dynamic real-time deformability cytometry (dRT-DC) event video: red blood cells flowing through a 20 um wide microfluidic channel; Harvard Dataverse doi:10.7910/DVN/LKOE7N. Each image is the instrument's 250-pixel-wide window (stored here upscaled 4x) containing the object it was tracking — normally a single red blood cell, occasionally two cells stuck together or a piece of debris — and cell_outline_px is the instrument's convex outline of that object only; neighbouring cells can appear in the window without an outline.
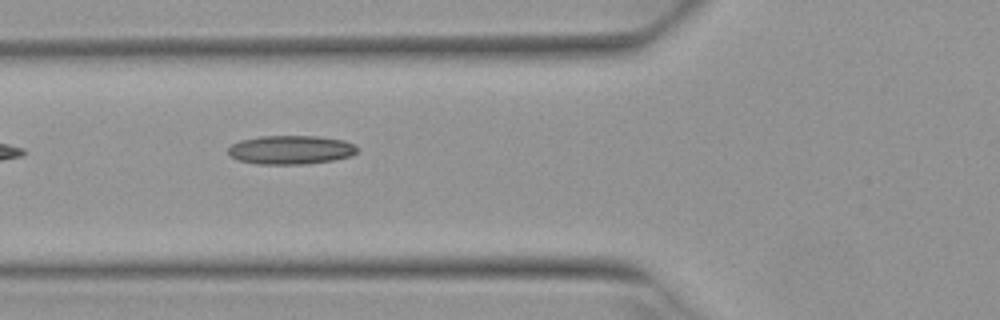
{"species": "Egyptian fruit bat (a non-hibernating species)", "species_latin": "Rousettus aegyptiacus", "temperature_condition": "warm", "stored_images_in_passage": 4, "camera_frame_rate_fps": 3000, "um_per_image_px": 0.085, "animal": {"sex": "female"}, "frame": {"image": 1, "passage_image": 2, "time_ms": 0.333, "image_size_px": [1000, 320], "cell_outline_px": [[360, 148], [352, 156], [332, 160], [304, 164], [256, 164], [240, 160], [228, 156], [228, 148], [232, 144], [240, 140], [260, 136], [320, 136], [344, 140], [356, 144]], "centroid_in_image_um": [24.74, 12.73], "position_along_channel_um": 101.1, "area_um2": 21.91}}
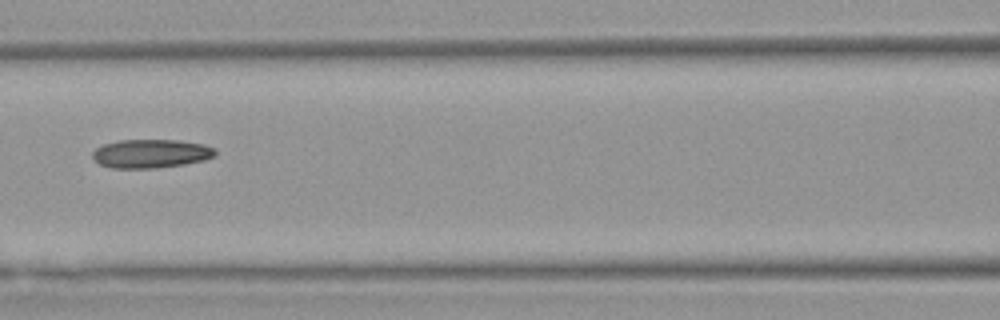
{"frame": {"image": 2, "passage_image": 3, "time_ms": 0.667, "image_size_px": [1000, 320], "cell_outline_px": [[216, 156], [204, 160], [184, 164], [156, 168], [112, 168], [100, 164], [92, 156], [92, 152], [96, 148], [104, 144], [120, 140], [180, 140], [204, 144], [216, 148]], "centroid_in_image_um": [12.86, 13.05], "position_along_channel_um": 153.7, "area_um2": 20.58}}
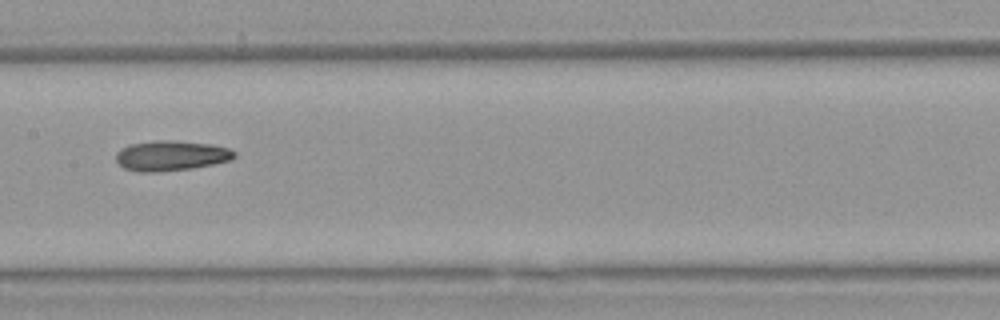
{"frame": {"image": 3, "passage_image": 4, "time_ms": 1.0, "image_size_px": [1000, 320], "cell_outline_px": [[236, 156], [232, 160], [192, 168], [156, 172], [136, 172], [124, 168], [116, 160], [116, 152], [120, 148], [128, 144], [156, 140], [172, 140], [212, 144], [228, 148], [236, 152]], "centroid_in_image_um": [14.52, 13.22], "position_along_channel_um": 192.9, "area_um2": 20.98}}